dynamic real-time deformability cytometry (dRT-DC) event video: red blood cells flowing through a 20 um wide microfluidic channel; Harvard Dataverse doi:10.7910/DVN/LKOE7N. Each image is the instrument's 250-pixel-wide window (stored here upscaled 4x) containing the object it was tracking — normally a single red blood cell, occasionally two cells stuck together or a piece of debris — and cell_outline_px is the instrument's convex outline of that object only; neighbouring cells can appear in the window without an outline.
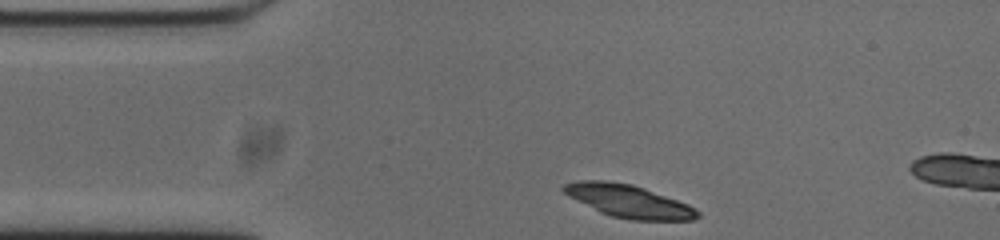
{"species": "common noctule bat (a hibernating species)", "species_latin": "Nyctalus noctula", "temperature_condition": "cold", "stored_images_in_passage": 5, "camera_frame_rate_fps": 3000, "um_per_image_px": 0.085, "animal": {"sex": "male", "body_mass_g": 20.0, "forearm_length_mm": 53.3}, "frame": {"image": 1, "passage_image": 1, "time_ms": 0.0, "image_size_px": [1000, 240], "cell_outline_px": [[700, 216], [692, 220], [628, 220], [612, 216], [600, 212], [568, 196], [560, 188], [564, 184], [580, 180], [604, 180], [632, 184], [644, 188], [688, 204], [700, 212]], "centroid_in_image_um": [53.42, 17.1], "position_along_channel_um": 31.6, "area_um2": 25.43}}